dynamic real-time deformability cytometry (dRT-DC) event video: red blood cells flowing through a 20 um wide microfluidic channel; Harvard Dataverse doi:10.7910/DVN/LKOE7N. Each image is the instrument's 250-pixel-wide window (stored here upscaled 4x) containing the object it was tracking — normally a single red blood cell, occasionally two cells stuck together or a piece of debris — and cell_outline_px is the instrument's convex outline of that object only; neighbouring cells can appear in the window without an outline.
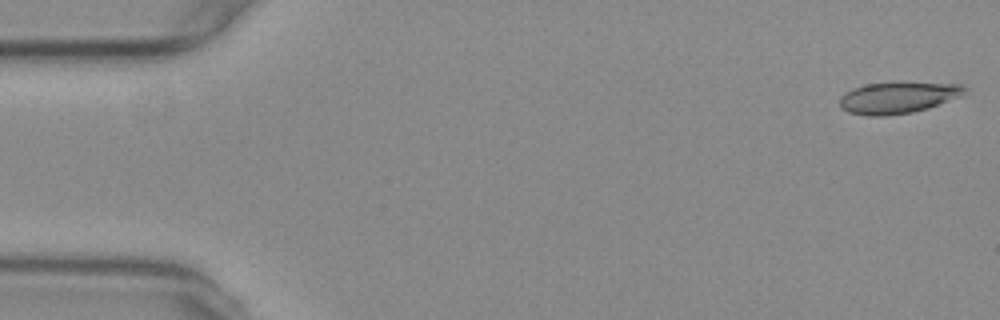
{"species": "common noctule bat (a hibernating species)", "species_latin": "Nyctalus noctula", "temperature_condition": "warm", "stored_images_in_passage": 11, "camera_frame_rate_fps": 3000, "um_per_image_px": 0.085, "animal": {"sex": "female", "body_mass_g": 29.2, "forearm_length_mm": 56.3}, "frame": {"image": 1, "passage_image": 1, "time_ms": 0.0, "image_size_px": [1000, 320], "cell_outline_px": [[968, 92], [964, 96], [928, 108], [912, 112], [884, 116], [868, 116], [848, 112], [840, 108], [840, 96], [844, 92], [852, 88], [864, 84], [964, 84], [968, 88]], "centroid_in_image_um": [76.33, 8.32], "position_along_channel_um": 8.7, "area_um2": 22.72}}